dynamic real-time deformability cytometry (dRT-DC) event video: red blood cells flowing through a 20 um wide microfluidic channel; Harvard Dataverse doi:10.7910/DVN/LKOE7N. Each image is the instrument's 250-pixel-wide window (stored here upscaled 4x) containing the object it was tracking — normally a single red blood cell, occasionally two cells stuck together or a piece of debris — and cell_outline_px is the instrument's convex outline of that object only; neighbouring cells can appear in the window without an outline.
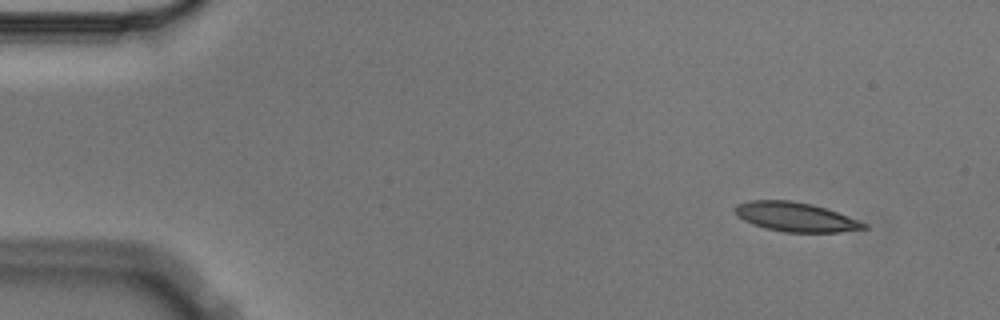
{"species": "Egyptian fruit bat (a non-hibernating species)", "species_latin": "Rousettus aegyptiacus", "temperature_condition": "cold", "stored_images_in_passage": 3, "camera_frame_rate_fps": 3000, "um_per_image_px": 0.085, "animal": {"sex": "male"}, "frame": {"image": 1, "passage_image": 1, "time_ms": 0.0, "image_size_px": [1000, 320], "cell_outline_px": [[868, 228], [840, 232], [784, 232], [752, 224], [736, 216], [736, 204], [752, 200], [792, 200], [812, 204], [836, 212], [868, 224]], "centroid_in_image_um": [67.62, 18.44], "position_along_channel_um": 17.4, "area_um2": 21.73}}
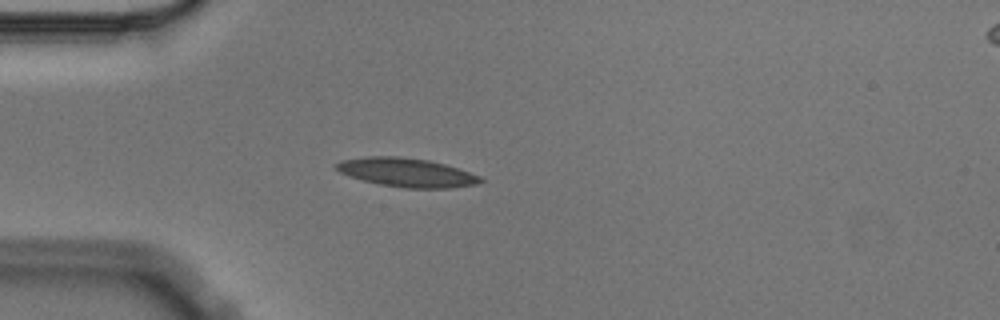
{"frame": {"image": 2, "passage_image": 3, "time_ms": 0.667, "image_size_px": [1000, 320], "cell_outline_px": [[484, 180], [476, 184], [452, 188], [404, 188], [380, 184], [364, 180], [340, 172], [332, 164], [340, 160], [364, 156], [396, 156], [428, 160], [444, 164], [480, 176]], "centroid_in_image_um": [34.53, 14.65], "position_along_channel_um": 50.5, "area_um2": 24.04}}